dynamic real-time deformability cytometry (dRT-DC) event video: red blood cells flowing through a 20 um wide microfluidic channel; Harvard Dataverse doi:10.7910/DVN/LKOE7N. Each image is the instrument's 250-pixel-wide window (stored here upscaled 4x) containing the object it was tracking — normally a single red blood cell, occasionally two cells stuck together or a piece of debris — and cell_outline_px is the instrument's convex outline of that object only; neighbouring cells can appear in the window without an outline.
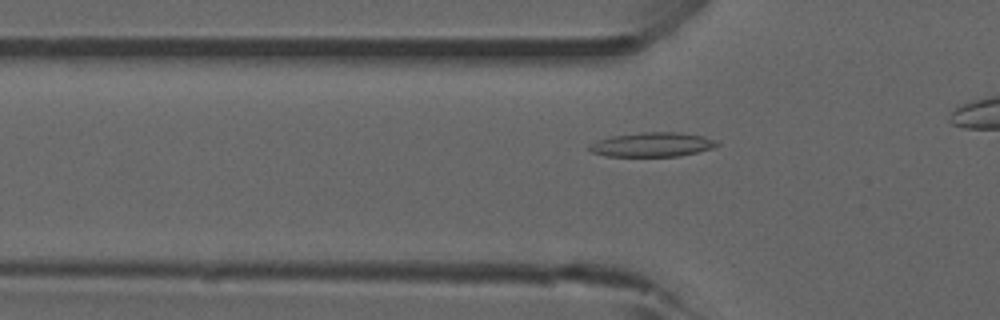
{"species": "common noctule bat (a hibernating species)", "species_latin": "Nyctalus noctula", "temperature_condition": "room temperature", "stored_images_in_passage": 16, "camera_frame_rate_fps": 3000, "um_per_image_px": 0.085, "animal": {"sex": "male", "forearm_length_mm": 52.5}, "frame": {"image": 1, "passage_image": 10, "time_ms": 3.0, "image_size_px": [1000, 320], "cell_outline_px": [[720, 144], [712, 148], [680, 156], [608, 156], [592, 152], [588, 148], [588, 144], [596, 140], [612, 136], [640, 132], [680, 132], [704, 136], [716, 140]], "centroid_in_image_um": [55.43, 12.28], "position_along_channel_um": 70.4, "area_um2": 18.15}}
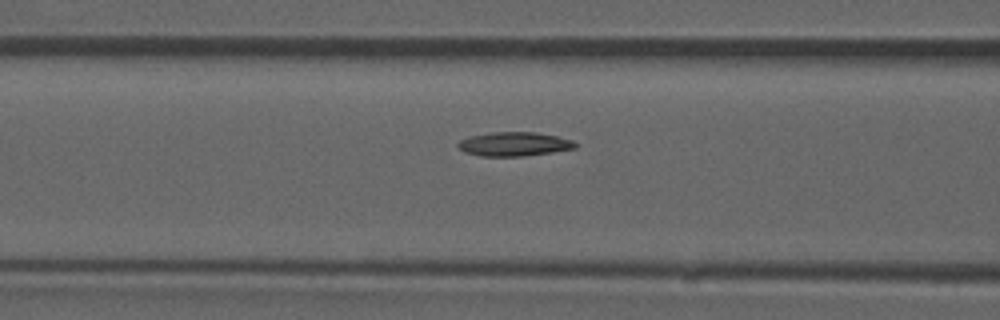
{"frame": {"image": 2, "passage_image": 14, "time_ms": 4.333, "image_size_px": [1000, 320], "cell_outline_px": [[576, 148], [552, 152], [520, 156], [480, 156], [464, 152], [456, 144], [460, 140], [468, 136], [492, 132], [536, 132], [556, 136], [572, 140], [576, 144]], "centroid_in_image_um": [43.66, 12.24], "position_along_channel_um": 122.9, "area_um2": 16.36}}